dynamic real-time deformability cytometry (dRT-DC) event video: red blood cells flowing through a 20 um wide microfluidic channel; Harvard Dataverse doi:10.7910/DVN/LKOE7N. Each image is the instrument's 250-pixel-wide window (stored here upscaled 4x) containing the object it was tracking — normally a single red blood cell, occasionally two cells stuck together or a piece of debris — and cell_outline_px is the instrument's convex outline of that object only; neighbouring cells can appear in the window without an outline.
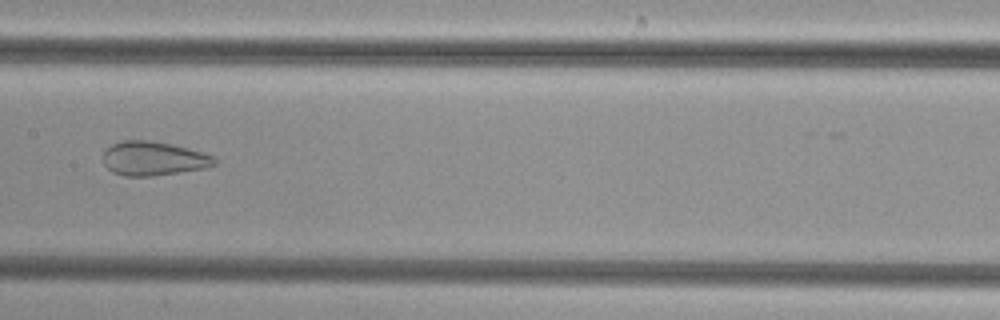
{"species": "common noctule bat (a hibernating species)", "species_latin": "Nyctalus noctula", "temperature_condition": "cold", "stored_images_in_passage": 37, "camera_frame_rate_fps": 3000, "um_per_image_px": 0.085, "animal": {"sex": "female", "body_mass_g": 29.2, "forearm_length_mm": 56.3}, "frame": {"image": 1, "passage_image": 12, "time_ms": 3.667, "image_size_px": [1000, 320], "cell_outline_px": [[216, 164], [204, 168], [152, 176], [124, 176], [112, 172], [104, 164], [104, 152], [112, 144], [120, 140], [148, 140], [172, 144], [188, 148], [216, 156]], "centroid_in_image_um": [13.05, 13.47], "position_along_channel_um": 194.4, "area_um2": 22.08}}
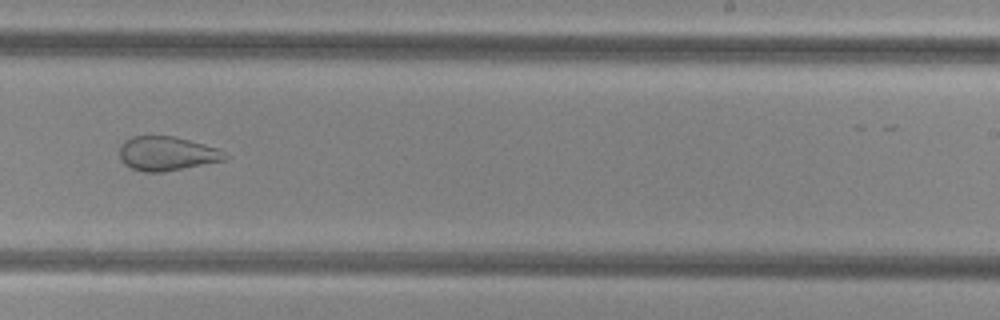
{"frame": {"image": 2, "passage_image": 18, "time_ms": 5.667, "image_size_px": [1000, 320], "cell_outline_px": [[232, 156], [224, 160], [160, 172], [144, 172], [132, 168], [124, 164], [120, 160], [120, 144], [124, 140], [132, 136], [172, 136], [204, 144], [216, 148]], "centroid_in_image_um": [14.15, 13.04], "position_along_channel_um": 274.8, "area_um2": 20.81}}
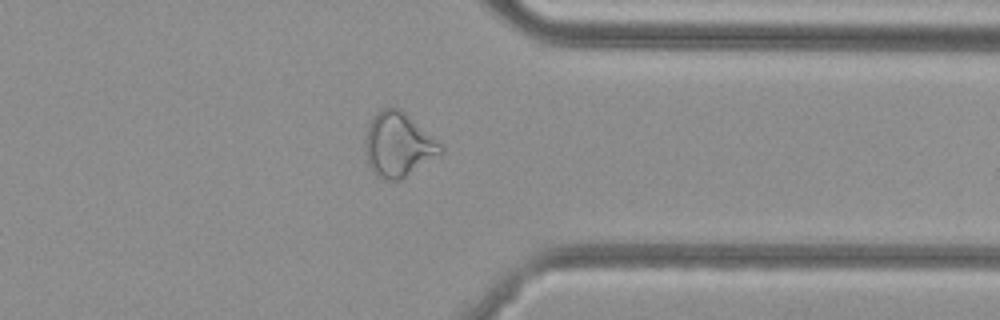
{"frame": {"image": 3, "passage_image": 26, "time_ms": 8.333, "image_size_px": [1000, 320], "cell_outline_px": [[444, 152], [400, 180], [384, 180], [376, 176], [372, 172], [368, 164], [364, 152], [364, 144], [368, 124], [372, 116], [376, 112], [384, 108], [400, 108], [444, 144]], "centroid_in_image_um": [33.85, 12.3], "position_along_channel_um": 377.5, "area_um2": 28.78}}